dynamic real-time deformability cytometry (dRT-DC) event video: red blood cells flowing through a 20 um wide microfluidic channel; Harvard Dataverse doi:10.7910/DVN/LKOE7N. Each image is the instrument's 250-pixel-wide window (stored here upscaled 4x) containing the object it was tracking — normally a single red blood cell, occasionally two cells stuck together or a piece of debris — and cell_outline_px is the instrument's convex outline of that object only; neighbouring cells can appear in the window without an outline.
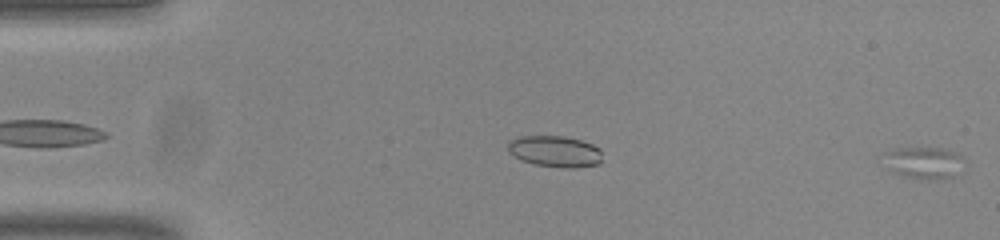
{"species": "common noctule bat (a hibernating species)", "species_latin": "Nyctalus noctula", "temperature_condition": "room temperature", "stored_images_in_passage": 5, "camera_frame_rate_fps": 3000, "um_per_image_px": 0.085, "animal": {"sex": "male", "body_mass_g": 20.0, "forearm_length_mm": 53.3}, "frame": {"image": 1, "passage_image": 5, "time_ms": 1.333, "image_size_px": [1000, 240], "cell_outline_px": [[964, 172], [952, 176], [920, 180], [900, 176], [892, 172], [888, 168], [880, 156], [884, 152], [892, 148], [944, 148], [956, 152], [964, 156]], "centroid_in_image_um": [78.52, 13.82], "position_along_channel_um": 6.5, "area_um2": 15.66}}